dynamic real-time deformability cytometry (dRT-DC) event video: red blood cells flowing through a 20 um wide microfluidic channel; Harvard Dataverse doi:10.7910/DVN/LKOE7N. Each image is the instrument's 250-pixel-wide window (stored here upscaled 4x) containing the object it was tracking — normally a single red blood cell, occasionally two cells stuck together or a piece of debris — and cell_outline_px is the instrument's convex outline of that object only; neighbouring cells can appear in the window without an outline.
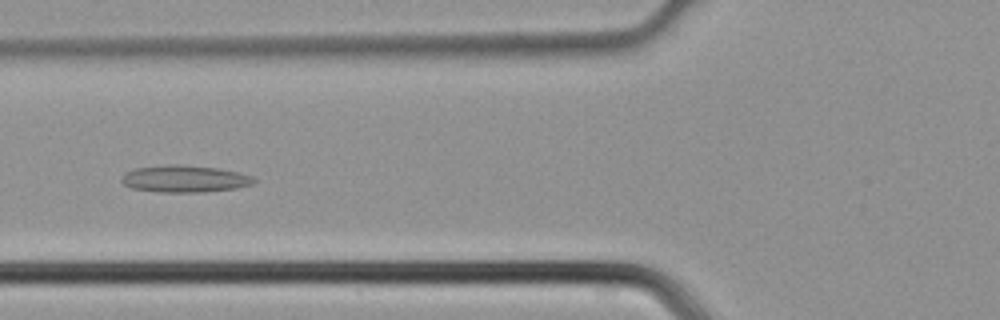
{"species": "common noctule bat (a hibernating species)", "species_latin": "Nyctalus noctula", "temperature_condition": "cold", "stored_images_in_passage": 44, "camera_frame_rate_fps": 3000, "um_per_image_px": 0.085, "animal": {"sex": "male", "body_mass_g": 21.5, "forearm_length_mm": 52.0}, "frame": {"image": 1, "passage_image": 17, "time_ms": 5.333, "image_size_px": [1000, 320], "cell_outline_px": [[256, 180], [252, 184], [236, 188], [204, 192], [160, 192], [132, 188], [124, 184], [120, 180], [128, 172], [136, 168], [176, 164], [216, 168], [240, 172], [252, 176]], "centroid_in_image_um": [15.74, 15.21], "position_along_channel_um": 110.1, "area_um2": 20.52}}
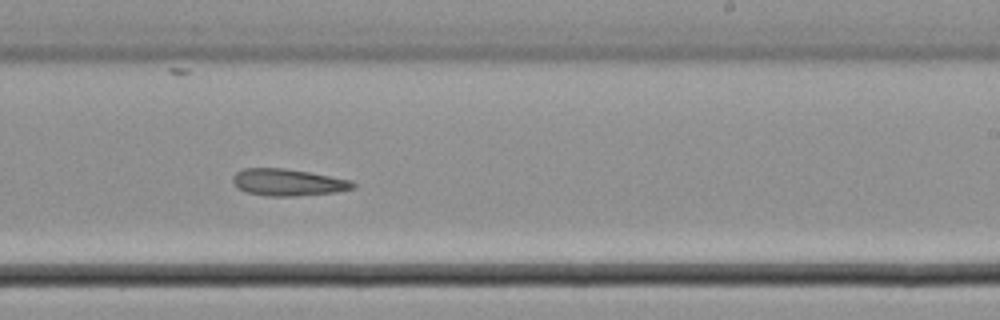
{"frame": {"image": 2, "passage_image": 27, "time_ms": 8.667, "image_size_px": [1000, 320], "cell_outline_px": [[356, 188], [336, 192], [296, 196], [268, 196], [244, 192], [236, 188], [232, 180], [232, 176], [236, 172], [244, 168], [284, 168], [308, 172], [352, 180], [356, 184]], "centroid_in_image_um": [24.46, 15.5], "position_along_channel_um": 264.5, "area_um2": 19.02}}
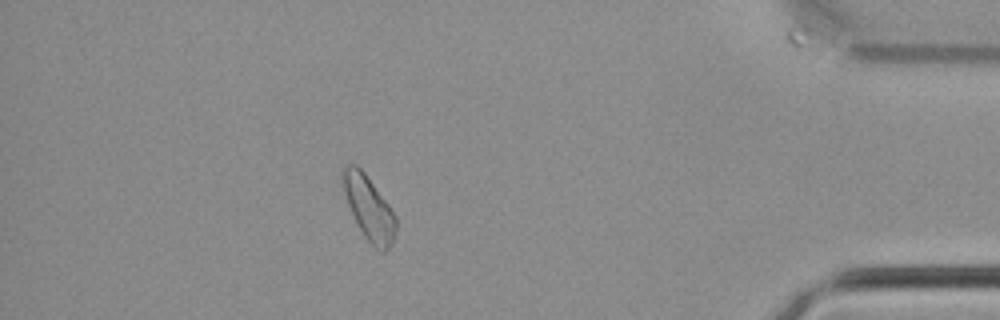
{"frame": {"image": 3, "passage_image": 39, "time_ms": 12.667, "image_size_px": [1000, 320], "cell_outline_px": [[396, 232], [392, 244], [384, 252], [380, 252], [364, 236], [348, 204], [340, 180], [340, 172], [348, 164], [356, 164], [364, 172], [388, 204], [396, 216]], "centroid_in_image_um": [31.35, 17.66], "position_along_channel_um": 403.9, "area_um2": 19.59}}